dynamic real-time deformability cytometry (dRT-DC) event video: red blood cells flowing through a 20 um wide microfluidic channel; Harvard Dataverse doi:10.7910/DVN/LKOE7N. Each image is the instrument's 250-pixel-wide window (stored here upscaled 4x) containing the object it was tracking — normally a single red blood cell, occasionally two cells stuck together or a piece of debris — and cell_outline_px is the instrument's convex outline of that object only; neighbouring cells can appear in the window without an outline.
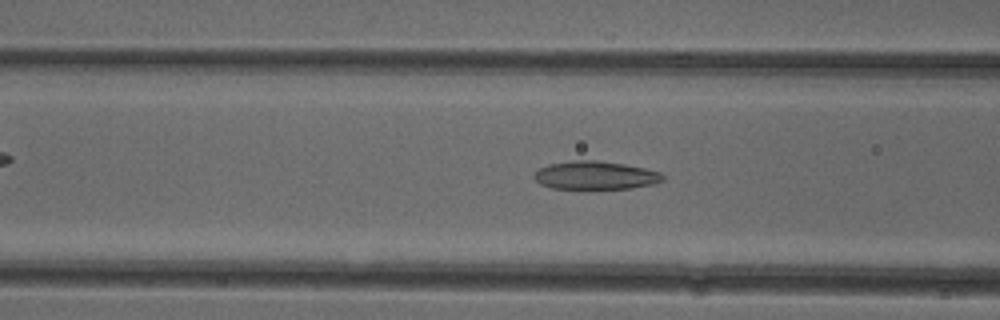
{"species": "common noctule bat (a hibernating species)", "species_latin": "Nyctalus noctula", "temperature_condition": "cold", "stored_images_in_passage": 26, "camera_frame_rate_fps": 3000, "um_per_image_px": 0.085, "animal": {"sex": "female"}, "frame": {"image": 1, "passage_image": 14, "time_ms": 4.333, "image_size_px": [1000, 320], "cell_outline_px": [[664, 180], [656, 184], [632, 188], [552, 188], [540, 184], [532, 176], [540, 168], [548, 164], [572, 160], [596, 160], [624, 164], [644, 168], [660, 172], [664, 176]], "centroid_in_image_um": [50.62, 14.9], "position_along_channel_um": 116.0, "area_um2": 21.15}}
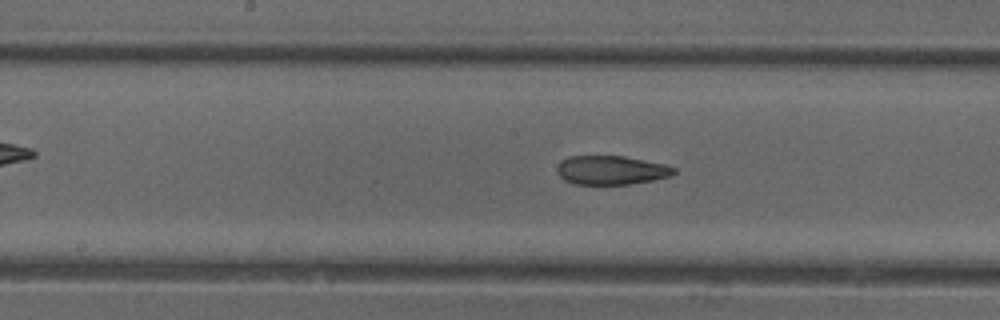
{"frame": {"image": 2, "passage_image": 20, "time_ms": 6.333, "image_size_px": [1000, 320], "cell_outline_px": [[676, 172], [672, 176], [652, 180], [628, 184], [576, 184], [564, 180], [556, 172], [556, 168], [560, 160], [568, 156], [624, 156], [664, 164], [676, 168]], "centroid_in_image_um": [51.93, 14.46], "position_along_channel_um": 196.3, "area_um2": 19.77}}
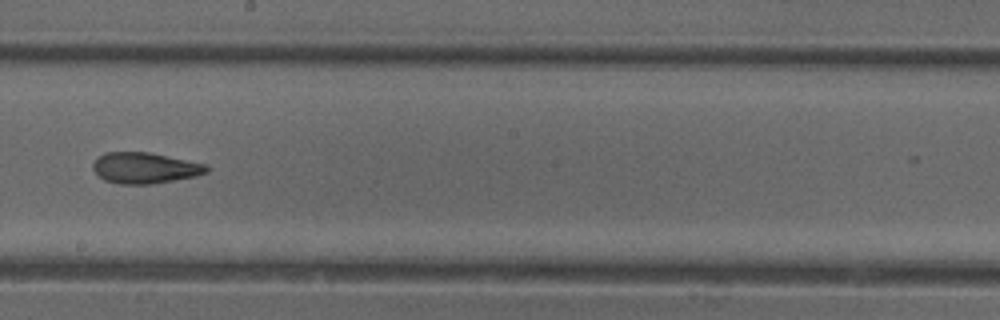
{"frame": {"image": 3, "passage_image": 23, "time_ms": 7.333, "image_size_px": [1000, 320], "cell_outline_px": [[208, 172], [196, 176], [152, 184], [120, 184], [104, 180], [92, 168], [92, 164], [104, 152], [148, 152], [204, 164], [208, 168]], "centroid_in_image_um": [12.29, 14.28], "position_along_channel_um": 235.9, "area_um2": 20.23}}